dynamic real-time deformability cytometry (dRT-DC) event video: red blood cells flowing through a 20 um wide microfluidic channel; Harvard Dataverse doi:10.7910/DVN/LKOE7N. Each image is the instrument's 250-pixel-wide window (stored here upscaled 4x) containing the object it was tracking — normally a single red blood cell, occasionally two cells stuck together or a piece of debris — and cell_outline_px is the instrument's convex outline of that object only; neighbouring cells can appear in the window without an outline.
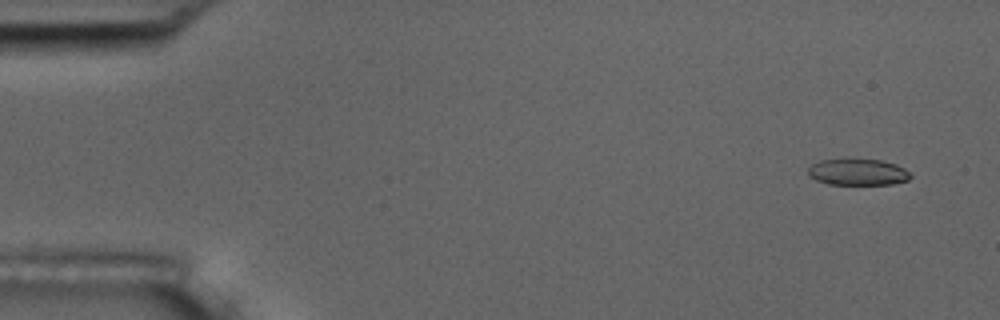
{"species": "common noctule bat (a hibernating species)", "species_latin": "Nyctalus noctula", "temperature_condition": "room temperature", "stored_images_in_passage": 5, "camera_frame_rate_fps": 3000, "um_per_image_px": 0.085, "animal": {"sex": "male", "body_mass_g": 17.5, "forearm_length_mm": 52.3}, "frame": {"image": 1, "passage_image": 1, "time_ms": 0.0, "image_size_px": [1000, 320], "cell_outline_px": [[912, 176], [908, 180], [892, 184], [828, 184], [816, 180], [808, 176], [808, 168], [812, 164], [820, 160], [844, 156], [880, 160], [896, 164], [904, 168]], "centroid_in_image_um": [72.86, 14.58], "position_along_channel_um": 12.1, "area_um2": 16.42}}
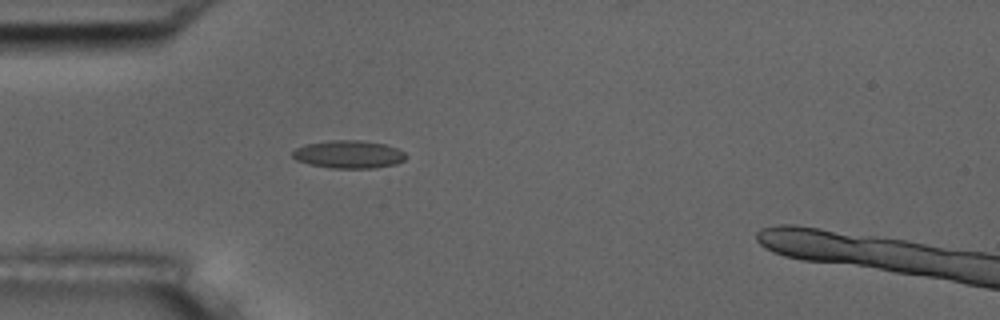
{"frame": {"image": 2, "passage_image": 5, "time_ms": 4.333, "image_size_px": [1000, 320], "cell_outline_px": [[408, 156], [404, 160], [396, 164], [376, 168], [332, 168], [308, 164], [296, 160], [292, 156], [292, 152], [296, 148], [304, 144], [332, 140], [360, 140], [384, 144], [396, 148], [404, 152]], "centroid_in_image_um": [29.63, 13.12], "position_along_channel_um": 55.4, "area_um2": 18.5}}